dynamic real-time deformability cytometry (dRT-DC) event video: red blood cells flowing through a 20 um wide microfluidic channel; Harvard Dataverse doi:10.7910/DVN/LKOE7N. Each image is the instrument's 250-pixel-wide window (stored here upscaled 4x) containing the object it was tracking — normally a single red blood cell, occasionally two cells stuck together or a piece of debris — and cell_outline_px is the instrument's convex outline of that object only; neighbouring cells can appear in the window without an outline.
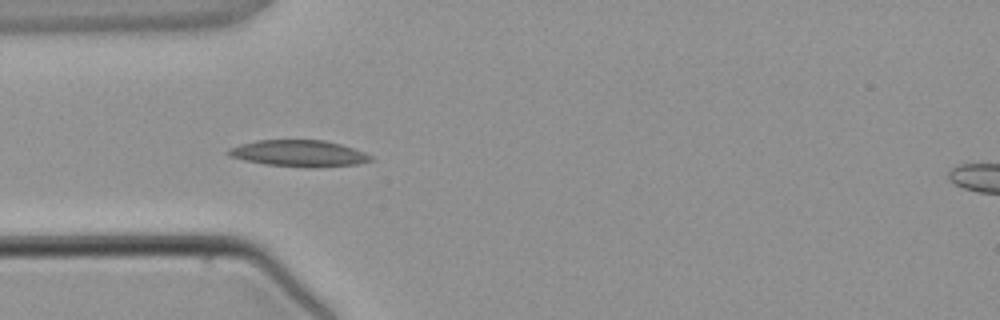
{"species": "common noctule bat (a hibernating species)", "species_latin": "Nyctalus noctula", "temperature_condition": "warm", "stored_images_in_passage": 4, "camera_frame_rate_fps": 3000, "um_per_image_px": 0.085, "animal": {"sex": "male", "body_mass_g": 21.5, "forearm_length_mm": 52.0}, "frame": {"image": 1, "passage_image": 3, "time_ms": 2.667, "image_size_px": [1000, 320], "cell_outline_px": [[376, 160], [356, 164], [320, 168], [304, 168], [264, 164], [244, 160], [228, 156], [224, 152], [228, 148], [240, 144], [256, 140], [324, 140], [340, 144], [364, 152], [372, 156]], "centroid_in_image_um": [25.38, 13.05], "position_along_channel_um": 59.6, "area_um2": 22.37}}
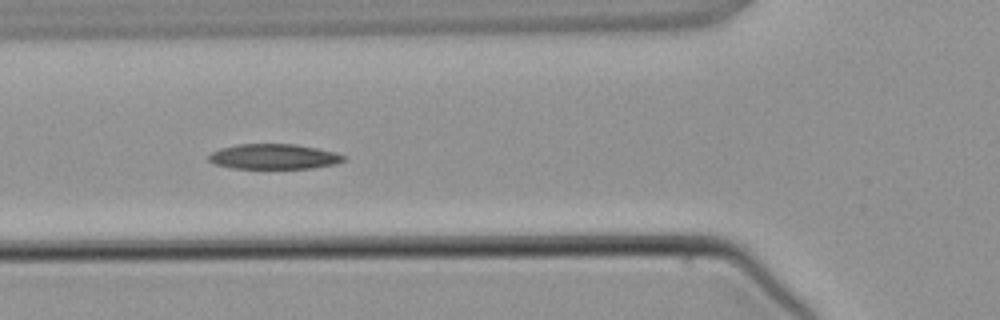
{"frame": {"image": 2, "passage_image": 4, "time_ms": 3.667, "image_size_px": [1000, 320], "cell_outline_px": [[348, 160], [336, 164], [312, 168], [232, 168], [212, 164], [208, 160], [208, 156], [212, 152], [220, 148], [236, 144], [296, 144], [336, 152], [348, 156]], "centroid_in_image_um": [23.31, 13.31], "position_along_channel_um": 102.5, "area_um2": 20.06}}